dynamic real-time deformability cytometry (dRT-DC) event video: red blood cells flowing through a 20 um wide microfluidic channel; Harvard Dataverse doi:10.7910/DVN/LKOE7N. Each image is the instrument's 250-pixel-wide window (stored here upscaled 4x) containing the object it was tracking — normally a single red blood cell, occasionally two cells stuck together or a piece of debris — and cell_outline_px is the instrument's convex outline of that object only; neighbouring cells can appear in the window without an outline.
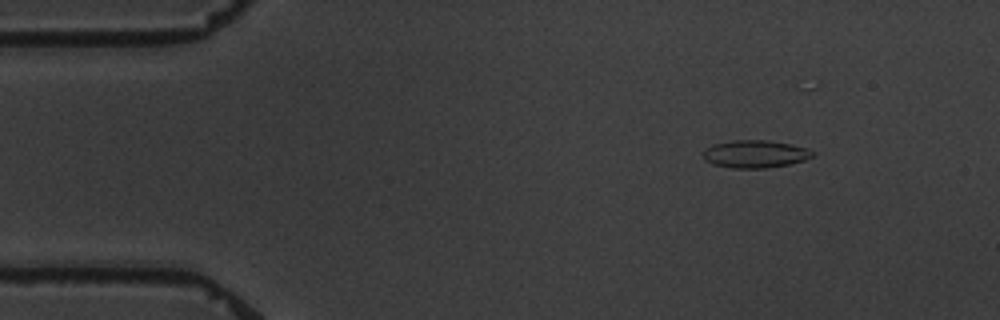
{"species": "common noctule bat (a hibernating species)", "species_latin": "Nyctalus noctula", "temperature_condition": "warm", "stored_images_in_passage": 4, "camera_frame_rate_fps": 3000, "um_per_image_px": 0.085, "animal": {"sex": "male", "body_mass_g": 19.5, "forearm_length_mm": 54.6}, "frame": {"image": 1, "passage_image": 2, "time_ms": 2.333, "image_size_px": [1000, 320], "cell_outline_px": [[812, 156], [804, 160], [788, 164], [768, 168], [732, 168], [712, 164], [704, 160], [700, 152], [704, 148], [712, 144], [732, 140], [768, 140], [792, 144], [808, 148], [812, 152]], "centroid_in_image_um": [64.1, 13.08], "position_along_channel_um": 20.9, "area_um2": 17.86}}
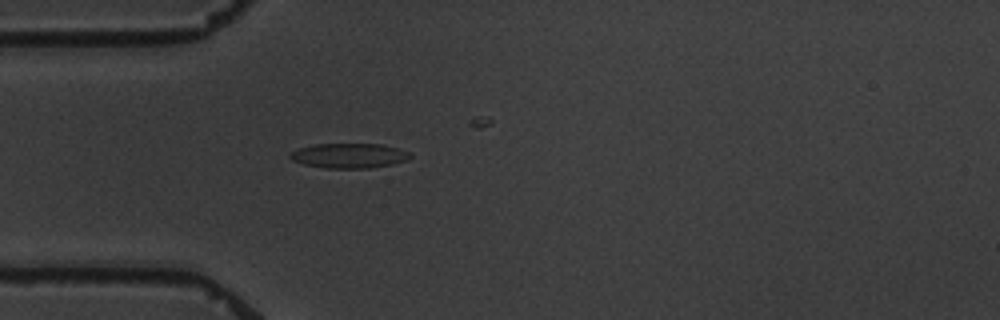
{"frame": {"image": 2, "passage_image": 4, "time_ms": 5.333, "image_size_px": [1000, 320], "cell_outline_px": [[412, 156], [408, 160], [392, 164], [368, 168], [328, 168], [304, 164], [292, 160], [288, 156], [292, 152], [300, 148], [316, 144], [384, 144], [400, 148], [412, 152]], "centroid_in_image_um": [29.75, 13.22], "position_along_channel_um": 55.2, "area_um2": 17.4}}